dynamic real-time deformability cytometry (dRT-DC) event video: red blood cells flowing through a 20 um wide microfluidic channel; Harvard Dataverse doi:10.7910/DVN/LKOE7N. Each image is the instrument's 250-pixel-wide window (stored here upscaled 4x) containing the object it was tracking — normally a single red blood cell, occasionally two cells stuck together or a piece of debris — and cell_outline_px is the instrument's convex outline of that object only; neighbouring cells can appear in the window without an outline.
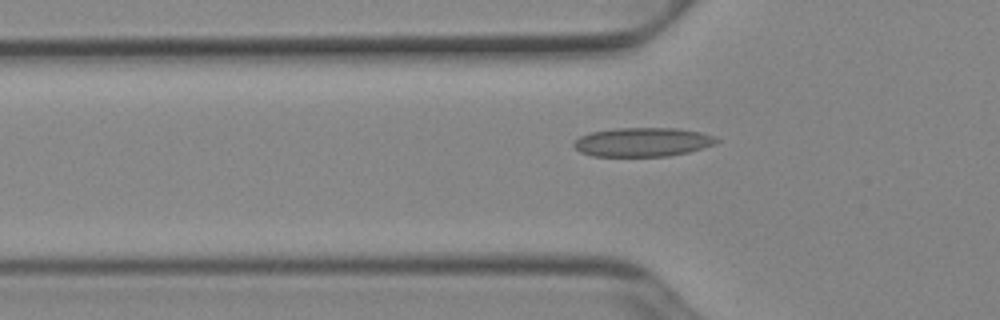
{"species": "Egyptian fruit bat (a non-hibernating species)", "species_latin": "Rousettus aegyptiacus", "temperature_condition": "cold", "stored_images_in_passage": 43, "camera_frame_rate_fps": 3000, "um_per_image_px": 0.085, "animal": {"sex": "female"}, "frame": {"image": 1, "passage_image": 14, "time_ms": 4.333, "image_size_px": [1000, 320], "cell_outline_px": [[720, 140], [716, 144], [688, 152], [668, 156], [592, 156], [580, 152], [572, 144], [580, 136], [592, 132], [616, 128], [676, 128], [700, 132], [712, 136]], "centroid_in_image_um": [54.62, 12.08], "position_along_channel_um": 71.2, "area_um2": 23.99}}
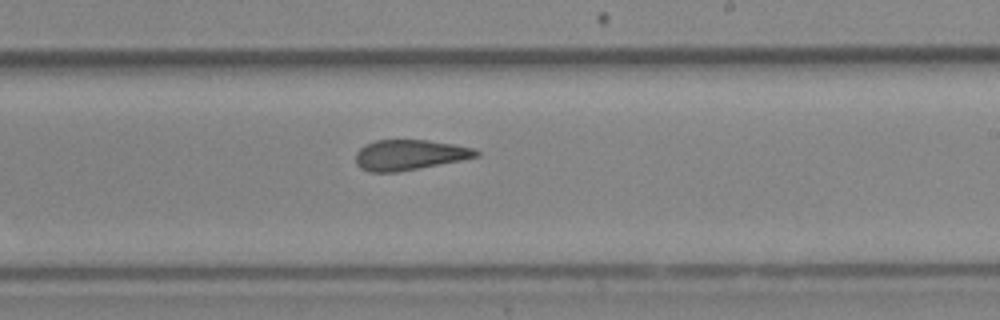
{"frame": {"image": 2, "passage_image": 28, "time_ms": 9.0, "image_size_px": [1000, 320], "cell_outline_px": [[480, 156], [400, 172], [368, 172], [360, 168], [356, 164], [356, 152], [364, 144], [376, 140], [428, 140], [452, 144], [472, 148], [480, 152]], "centroid_in_image_um": [34.76, 13.17], "position_along_channel_um": 254.2, "area_um2": 21.33}}
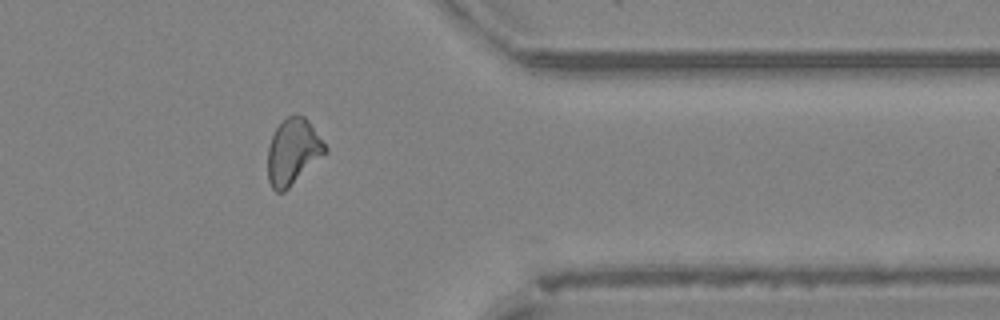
{"frame": {"image": 3, "passage_image": 39, "time_ms": 12.667, "image_size_px": [1000, 320], "cell_outline_px": [[328, 152], [284, 192], [276, 192], [272, 188], [268, 180], [268, 148], [272, 136], [276, 128], [292, 112], [304, 116], [308, 120], [328, 148]], "centroid_in_image_um": [24.92, 12.89], "position_along_channel_um": 386.5, "area_um2": 22.14}, "authors_computed_cell_mechanics": {"area_um2": 22.3108, "velocity_mm_per_s": 3.9279, "shape_relaxation_time_tau1_ms": null, "shape_relaxation_time_tau2_ms": 2.4286, "deformation_change_tau1": null, "deformation_change_tau2": 0.0776}}